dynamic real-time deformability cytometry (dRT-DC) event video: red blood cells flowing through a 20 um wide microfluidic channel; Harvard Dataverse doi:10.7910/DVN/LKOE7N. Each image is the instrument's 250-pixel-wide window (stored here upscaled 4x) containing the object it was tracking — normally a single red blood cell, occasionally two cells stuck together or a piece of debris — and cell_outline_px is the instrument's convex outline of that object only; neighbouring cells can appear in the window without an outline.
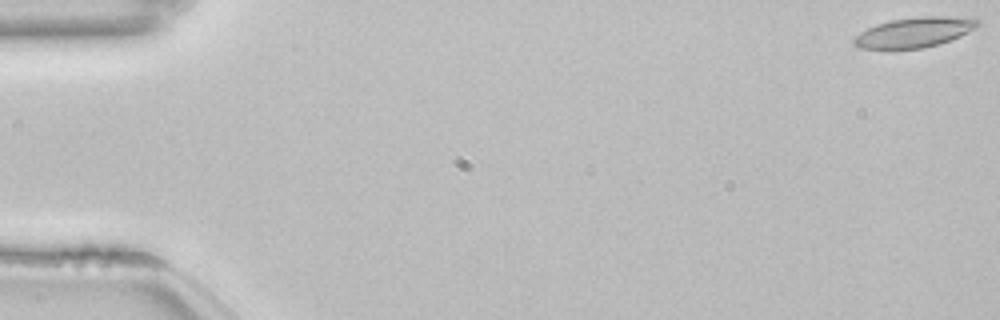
{"species": "common noctule bat (a hibernating species)", "species_latin": "Nyctalus noctula", "temperature_condition": "room temperature", "stored_images_in_passage": 54, "camera_frame_rate_fps": 3000, "um_per_image_px": 0.085, "animal": {"sex": "female", "body_mass_g": 22.7, "forearm_length_mm": 54.2}, "frame": {"image": 1, "passage_image": 1, "time_ms": 0.0, "image_size_px": [1000, 320], "cell_outline_px": [[980, 24], [976, 28], [960, 36], [940, 44], [924, 48], [892, 52], [888, 52], [860, 48], [852, 44], [852, 40], [860, 32], [876, 24], [888, 20], [920, 16], [972, 16], [980, 20]], "centroid_in_image_um": [77.7, 2.78], "position_along_channel_um": 7.3, "area_um2": 22.95}}
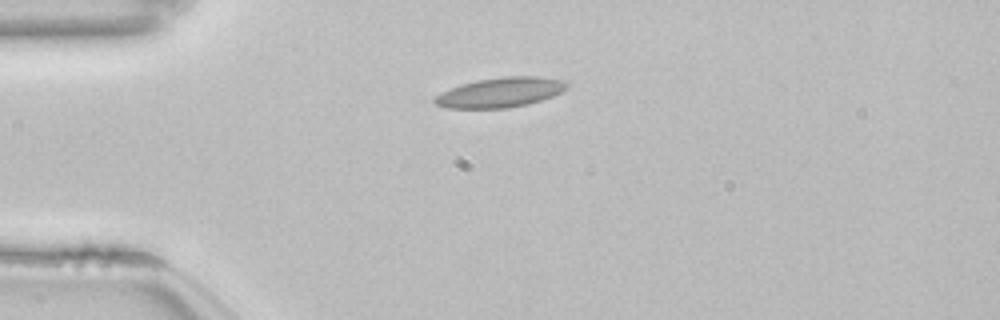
{"frame": {"image": 2, "passage_image": 14, "time_ms": 4.333, "image_size_px": [1000, 320], "cell_outline_px": [[568, 84], [560, 92], [552, 96], [528, 104], [508, 108], [444, 108], [436, 104], [432, 100], [436, 96], [460, 84], [476, 80], [504, 76], [540, 76], [564, 80]], "centroid_in_image_um": [42.52, 7.85], "position_along_channel_um": 42.5, "area_um2": 22.83}}
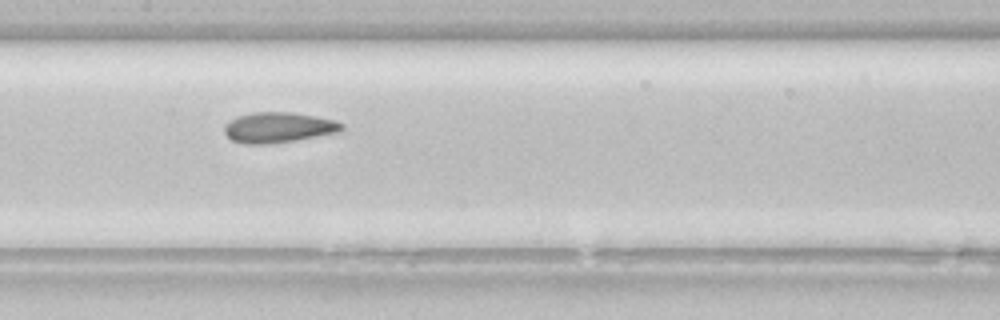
{"frame": {"image": 3, "passage_image": 27, "time_ms": 8.667, "image_size_px": [1000, 320], "cell_outline_px": [[344, 128], [340, 132], [296, 140], [268, 144], [244, 144], [232, 140], [224, 132], [224, 124], [236, 116], [252, 112], [292, 112], [316, 116], [336, 120], [344, 124]], "centroid_in_image_um": [23.67, 10.83], "position_along_channel_um": 183.7, "area_um2": 21.04}, "authors_computed_cell_mechanics": {"area_um2": 21.4149, "velocity_mm_per_s": 3.8286, "shape_relaxation_time_tau1_ms": null, "shape_relaxation_time_tau2_ms": 1.3852, "deformation_change_tau1": null, "deformation_change_tau2": 0.0708}}